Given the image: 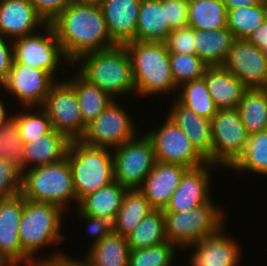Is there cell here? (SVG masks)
Segmentation results:
<instances>
[{
  "instance_id": "cell-1",
  "label": "cell",
  "mask_w": 267,
  "mask_h": 266,
  "mask_svg": "<svg viewBox=\"0 0 267 266\" xmlns=\"http://www.w3.org/2000/svg\"><path fill=\"white\" fill-rule=\"evenodd\" d=\"M49 24L72 63L88 52L117 46L107 31L102 10L95 2L73 1Z\"/></svg>"
},
{
  "instance_id": "cell-2",
  "label": "cell",
  "mask_w": 267,
  "mask_h": 266,
  "mask_svg": "<svg viewBox=\"0 0 267 266\" xmlns=\"http://www.w3.org/2000/svg\"><path fill=\"white\" fill-rule=\"evenodd\" d=\"M74 66L85 79L114 100L136 95L131 58L124 45L83 54L72 63L73 72Z\"/></svg>"
},
{
  "instance_id": "cell-3",
  "label": "cell",
  "mask_w": 267,
  "mask_h": 266,
  "mask_svg": "<svg viewBox=\"0 0 267 266\" xmlns=\"http://www.w3.org/2000/svg\"><path fill=\"white\" fill-rule=\"evenodd\" d=\"M131 58L136 96L177 93L165 42L130 41L124 44Z\"/></svg>"
},
{
  "instance_id": "cell-4",
  "label": "cell",
  "mask_w": 267,
  "mask_h": 266,
  "mask_svg": "<svg viewBox=\"0 0 267 266\" xmlns=\"http://www.w3.org/2000/svg\"><path fill=\"white\" fill-rule=\"evenodd\" d=\"M65 213L51 203L28 201L23 198V215L19 237L23 254L30 260L46 246L60 247L65 237L62 234ZM64 215V216H63Z\"/></svg>"
},
{
  "instance_id": "cell-5",
  "label": "cell",
  "mask_w": 267,
  "mask_h": 266,
  "mask_svg": "<svg viewBox=\"0 0 267 266\" xmlns=\"http://www.w3.org/2000/svg\"><path fill=\"white\" fill-rule=\"evenodd\" d=\"M28 201L51 203L68 212L77 205L76 192L67 158L54 164L28 168L23 172L22 193ZM68 210V211H67Z\"/></svg>"
},
{
  "instance_id": "cell-6",
  "label": "cell",
  "mask_w": 267,
  "mask_h": 266,
  "mask_svg": "<svg viewBox=\"0 0 267 266\" xmlns=\"http://www.w3.org/2000/svg\"><path fill=\"white\" fill-rule=\"evenodd\" d=\"M66 158L77 203L114 181L113 151L108 148L89 146L81 140L70 141Z\"/></svg>"
},
{
  "instance_id": "cell-7",
  "label": "cell",
  "mask_w": 267,
  "mask_h": 266,
  "mask_svg": "<svg viewBox=\"0 0 267 266\" xmlns=\"http://www.w3.org/2000/svg\"><path fill=\"white\" fill-rule=\"evenodd\" d=\"M211 199L189 211L164 212L167 241L178 249H185L226 226V213Z\"/></svg>"
},
{
  "instance_id": "cell-8",
  "label": "cell",
  "mask_w": 267,
  "mask_h": 266,
  "mask_svg": "<svg viewBox=\"0 0 267 266\" xmlns=\"http://www.w3.org/2000/svg\"><path fill=\"white\" fill-rule=\"evenodd\" d=\"M39 31L13 41L14 59L12 63H22L33 68L43 69L58 81L59 78L55 74L61 69L64 74L66 66H72V62L63 52L50 24H46Z\"/></svg>"
},
{
  "instance_id": "cell-9",
  "label": "cell",
  "mask_w": 267,
  "mask_h": 266,
  "mask_svg": "<svg viewBox=\"0 0 267 266\" xmlns=\"http://www.w3.org/2000/svg\"><path fill=\"white\" fill-rule=\"evenodd\" d=\"M213 164L230 168L243 154L249 134L237 108L219 109L211 119Z\"/></svg>"
},
{
  "instance_id": "cell-10",
  "label": "cell",
  "mask_w": 267,
  "mask_h": 266,
  "mask_svg": "<svg viewBox=\"0 0 267 266\" xmlns=\"http://www.w3.org/2000/svg\"><path fill=\"white\" fill-rule=\"evenodd\" d=\"M112 151L114 181L129 190L138 189L156 163L151 140L143 133Z\"/></svg>"
},
{
  "instance_id": "cell-11",
  "label": "cell",
  "mask_w": 267,
  "mask_h": 266,
  "mask_svg": "<svg viewBox=\"0 0 267 266\" xmlns=\"http://www.w3.org/2000/svg\"><path fill=\"white\" fill-rule=\"evenodd\" d=\"M121 102L113 100L109 106L87 125L81 141L89 146L116 149L138 135L139 130L129 111ZM135 123V124H134Z\"/></svg>"
},
{
  "instance_id": "cell-12",
  "label": "cell",
  "mask_w": 267,
  "mask_h": 266,
  "mask_svg": "<svg viewBox=\"0 0 267 266\" xmlns=\"http://www.w3.org/2000/svg\"><path fill=\"white\" fill-rule=\"evenodd\" d=\"M42 108L50 119L52 129L69 141L83 138L87 126L83 123L78 97L63 78L51 87Z\"/></svg>"
},
{
  "instance_id": "cell-13",
  "label": "cell",
  "mask_w": 267,
  "mask_h": 266,
  "mask_svg": "<svg viewBox=\"0 0 267 266\" xmlns=\"http://www.w3.org/2000/svg\"><path fill=\"white\" fill-rule=\"evenodd\" d=\"M165 121L145 132L151 140L156 161L175 163L188 169L204 165L207 161L196 151L191 141L172 120Z\"/></svg>"
},
{
  "instance_id": "cell-14",
  "label": "cell",
  "mask_w": 267,
  "mask_h": 266,
  "mask_svg": "<svg viewBox=\"0 0 267 266\" xmlns=\"http://www.w3.org/2000/svg\"><path fill=\"white\" fill-rule=\"evenodd\" d=\"M57 80L47 71L22 63H12L3 93L17 98L20 107H42L51 87Z\"/></svg>"
},
{
  "instance_id": "cell-15",
  "label": "cell",
  "mask_w": 267,
  "mask_h": 266,
  "mask_svg": "<svg viewBox=\"0 0 267 266\" xmlns=\"http://www.w3.org/2000/svg\"><path fill=\"white\" fill-rule=\"evenodd\" d=\"M222 66L247 89H267V54L247 39H235Z\"/></svg>"
},
{
  "instance_id": "cell-16",
  "label": "cell",
  "mask_w": 267,
  "mask_h": 266,
  "mask_svg": "<svg viewBox=\"0 0 267 266\" xmlns=\"http://www.w3.org/2000/svg\"><path fill=\"white\" fill-rule=\"evenodd\" d=\"M212 163L188 169L171 196L164 212H187L211 200L212 170L217 168ZM210 189V190H209Z\"/></svg>"
},
{
  "instance_id": "cell-17",
  "label": "cell",
  "mask_w": 267,
  "mask_h": 266,
  "mask_svg": "<svg viewBox=\"0 0 267 266\" xmlns=\"http://www.w3.org/2000/svg\"><path fill=\"white\" fill-rule=\"evenodd\" d=\"M23 215V195L0 199V257L8 266H29L23 254L19 226Z\"/></svg>"
},
{
  "instance_id": "cell-18",
  "label": "cell",
  "mask_w": 267,
  "mask_h": 266,
  "mask_svg": "<svg viewBox=\"0 0 267 266\" xmlns=\"http://www.w3.org/2000/svg\"><path fill=\"white\" fill-rule=\"evenodd\" d=\"M225 228L223 226L215 234L185 248L194 249L188 260L189 266H240L243 249Z\"/></svg>"
},
{
  "instance_id": "cell-19",
  "label": "cell",
  "mask_w": 267,
  "mask_h": 266,
  "mask_svg": "<svg viewBox=\"0 0 267 266\" xmlns=\"http://www.w3.org/2000/svg\"><path fill=\"white\" fill-rule=\"evenodd\" d=\"M46 25L29 0H0V35L12 41Z\"/></svg>"
},
{
  "instance_id": "cell-20",
  "label": "cell",
  "mask_w": 267,
  "mask_h": 266,
  "mask_svg": "<svg viewBox=\"0 0 267 266\" xmlns=\"http://www.w3.org/2000/svg\"><path fill=\"white\" fill-rule=\"evenodd\" d=\"M187 170L180 164L156 161L138 190L153 209L164 210Z\"/></svg>"
},
{
  "instance_id": "cell-21",
  "label": "cell",
  "mask_w": 267,
  "mask_h": 266,
  "mask_svg": "<svg viewBox=\"0 0 267 266\" xmlns=\"http://www.w3.org/2000/svg\"><path fill=\"white\" fill-rule=\"evenodd\" d=\"M98 4L111 39L117 45L135 41L141 0H100Z\"/></svg>"
},
{
  "instance_id": "cell-22",
  "label": "cell",
  "mask_w": 267,
  "mask_h": 266,
  "mask_svg": "<svg viewBox=\"0 0 267 266\" xmlns=\"http://www.w3.org/2000/svg\"><path fill=\"white\" fill-rule=\"evenodd\" d=\"M170 106L167 117L183 130L196 151L207 162L213 164L211 120L199 116L182 105L175 97Z\"/></svg>"
},
{
  "instance_id": "cell-23",
  "label": "cell",
  "mask_w": 267,
  "mask_h": 266,
  "mask_svg": "<svg viewBox=\"0 0 267 266\" xmlns=\"http://www.w3.org/2000/svg\"><path fill=\"white\" fill-rule=\"evenodd\" d=\"M203 78L218 110L237 108L247 90L245 85L223 66H208Z\"/></svg>"
},
{
  "instance_id": "cell-24",
  "label": "cell",
  "mask_w": 267,
  "mask_h": 266,
  "mask_svg": "<svg viewBox=\"0 0 267 266\" xmlns=\"http://www.w3.org/2000/svg\"><path fill=\"white\" fill-rule=\"evenodd\" d=\"M171 30L166 20V0H141L135 41L165 42Z\"/></svg>"
},
{
  "instance_id": "cell-25",
  "label": "cell",
  "mask_w": 267,
  "mask_h": 266,
  "mask_svg": "<svg viewBox=\"0 0 267 266\" xmlns=\"http://www.w3.org/2000/svg\"><path fill=\"white\" fill-rule=\"evenodd\" d=\"M69 145L70 141L55 129L33 142L24 143L25 170L62 161Z\"/></svg>"
},
{
  "instance_id": "cell-26",
  "label": "cell",
  "mask_w": 267,
  "mask_h": 266,
  "mask_svg": "<svg viewBox=\"0 0 267 266\" xmlns=\"http://www.w3.org/2000/svg\"><path fill=\"white\" fill-rule=\"evenodd\" d=\"M129 189L116 181L84 197L76 206L82 213L114 221Z\"/></svg>"
},
{
  "instance_id": "cell-27",
  "label": "cell",
  "mask_w": 267,
  "mask_h": 266,
  "mask_svg": "<svg viewBox=\"0 0 267 266\" xmlns=\"http://www.w3.org/2000/svg\"><path fill=\"white\" fill-rule=\"evenodd\" d=\"M70 76L68 79H64L75 90L83 123L87 126L95 120L114 99L108 93L90 83L77 70L73 75L70 74Z\"/></svg>"
},
{
  "instance_id": "cell-28",
  "label": "cell",
  "mask_w": 267,
  "mask_h": 266,
  "mask_svg": "<svg viewBox=\"0 0 267 266\" xmlns=\"http://www.w3.org/2000/svg\"><path fill=\"white\" fill-rule=\"evenodd\" d=\"M235 37L226 27L218 30H196V55L207 66H222L227 58Z\"/></svg>"
},
{
  "instance_id": "cell-29",
  "label": "cell",
  "mask_w": 267,
  "mask_h": 266,
  "mask_svg": "<svg viewBox=\"0 0 267 266\" xmlns=\"http://www.w3.org/2000/svg\"><path fill=\"white\" fill-rule=\"evenodd\" d=\"M153 210L149 201L138 189L128 190L112 222L113 231L126 237Z\"/></svg>"
},
{
  "instance_id": "cell-30",
  "label": "cell",
  "mask_w": 267,
  "mask_h": 266,
  "mask_svg": "<svg viewBox=\"0 0 267 266\" xmlns=\"http://www.w3.org/2000/svg\"><path fill=\"white\" fill-rule=\"evenodd\" d=\"M227 13L222 0H190L187 26L196 30L226 28Z\"/></svg>"
},
{
  "instance_id": "cell-31",
  "label": "cell",
  "mask_w": 267,
  "mask_h": 266,
  "mask_svg": "<svg viewBox=\"0 0 267 266\" xmlns=\"http://www.w3.org/2000/svg\"><path fill=\"white\" fill-rule=\"evenodd\" d=\"M130 249L126 237L112 231L87 250L86 257L94 266H128Z\"/></svg>"
},
{
  "instance_id": "cell-32",
  "label": "cell",
  "mask_w": 267,
  "mask_h": 266,
  "mask_svg": "<svg viewBox=\"0 0 267 266\" xmlns=\"http://www.w3.org/2000/svg\"><path fill=\"white\" fill-rule=\"evenodd\" d=\"M237 109L249 135L267 130V89H247Z\"/></svg>"
},
{
  "instance_id": "cell-33",
  "label": "cell",
  "mask_w": 267,
  "mask_h": 266,
  "mask_svg": "<svg viewBox=\"0 0 267 266\" xmlns=\"http://www.w3.org/2000/svg\"><path fill=\"white\" fill-rule=\"evenodd\" d=\"M130 250L153 247L167 241L163 210H153L126 236Z\"/></svg>"
},
{
  "instance_id": "cell-34",
  "label": "cell",
  "mask_w": 267,
  "mask_h": 266,
  "mask_svg": "<svg viewBox=\"0 0 267 266\" xmlns=\"http://www.w3.org/2000/svg\"><path fill=\"white\" fill-rule=\"evenodd\" d=\"M230 168L267 177V130L249 135L243 154Z\"/></svg>"
},
{
  "instance_id": "cell-35",
  "label": "cell",
  "mask_w": 267,
  "mask_h": 266,
  "mask_svg": "<svg viewBox=\"0 0 267 266\" xmlns=\"http://www.w3.org/2000/svg\"><path fill=\"white\" fill-rule=\"evenodd\" d=\"M180 90V91H179ZM175 98L184 106L199 116L211 120L217 112V107L211 98L204 78L184 83L178 88Z\"/></svg>"
},
{
  "instance_id": "cell-36",
  "label": "cell",
  "mask_w": 267,
  "mask_h": 266,
  "mask_svg": "<svg viewBox=\"0 0 267 266\" xmlns=\"http://www.w3.org/2000/svg\"><path fill=\"white\" fill-rule=\"evenodd\" d=\"M267 20L265 0L252 7H241L228 10L227 28L235 39H247L248 36Z\"/></svg>"
},
{
  "instance_id": "cell-37",
  "label": "cell",
  "mask_w": 267,
  "mask_h": 266,
  "mask_svg": "<svg viewBox=\"0 0 267 266\" xmlns=\"http://www.w3.org/2000/svg\"><path fill=\"white\" fill-rule=\"evenodd\" d=\"M15 113L13 118L18 123L23 143L33 142L52 130L50 119L42 107H23Z\"/></svg>"
},
{
  "instance_id": "cell-38",
  "label": "cell",
  "mask_w": 267,
  "mask_h": 266,
  "mask_svg": "<svg viewBox=\"0 0 267 266\" xmlns=\"http://www.w3.org/2000/svg\"><path fill=\"white\" fill-rule=\"evenodd\" d=\"M177 249L166 241L153 247L130 250L128 266H173Z\"/></svg>"
},
{
  "instance_id": "cell-39",
  "label": "cell",
  "mask_w": 267,
  "mask_h": 266,
  "mask_svg": "<svg viewBox=\"0 0 267 266\" xmlns=\"http://www.w3.org/2000/svg\"><path fill=\"white\" fill-rule=\"evenodd\" d=\"M173 80L179 88L184 83L202 78L208 66L196 54L170 53Z\"/></svg>"
},
{
  "instance_id": "cell-40",
  "label": "cell",
  "mask_w": 267,
  "mask_h": 266,
  "mask_svg": "<svg viewBox=\"0 0 267 266\" xmlns=\"http://www.w3.org/2000/svg\"><path fill=\"white\" fill-rule=\"evenodd\" d=\"M2 138L1 157L25 171L24 143L17 121L12 117L0 128Z\"/></svg>"
},
{
  "instance_id": "cell-41",
  "label": "cell",
  "mask_w": 267,
  "mask_h": 266,
  "mask_svg": "<svg viewBox=\"0 0 267 266\" xmlns=\"http://www.w3.org/2000/svg\"><path fill=\"white\" fill-rule=\"evenodd\" d=\"M23 172L0 156V199L22 193Z\"/></svg>"
},
{
  "instance_id": "cell-42",
  "label": "cell",
  "mask_w": 267,
  "mask_h": 266,
  "mask_svg": "<svg viewBox=\"0 0 267 266\" xmlns=\"http://www.w3.org/2000/svg\"><path fill=\"white\" fill-rule=\"evenodd\" d=\"M165 43L169 53L196 54L195 29L188 26L172 29Z\"/></svg>"
},
{
  "instance_id": "cell-43",
  "label": "cell",
  "mask_w": 267,
  "mask_h": 266,
  "mask_svg": "<svg viewBox=\"0 0 267 266\" xmlns=\"http://www.w3.org/2000/svg\"><path fill=\"white\" fill-rule=\"evenodd\" d=\"M77 212V213H76ZM75 214L77 217L83 220V222L88 223L87 226V234L93 238V242L89 246H94L99 243L103 238L108 236L113 231V224L110 220L99 217H92L82 213L77 207H75Z\"/></svg>"
},
{
  "instance_id": "cell-44",
  "label": "cell",
  "mask_w": 267,
  "mask_h": 266,
  "mask_svg": "<svg viewBox=\"0 0 267 266\" xmlns=\"http://www.w3.org/2000/svg\"><path fill=\"white\" fill-rule=\"evenodd\" d=\"M36 13L45 21L51 23L59 14H61L73 0H29Z\"/></svg>"
},
{
  "instance_id": "cell-45",
  "label": "cell",
  "mask_w": 267,
  "mask_h": 266,
  "mask_svg": "<svg viewBox=\"0 0 267 266\" xmlns=\"http://www.w3.org/2000/svg\"><path fill=\"white\" fill-rule=\"evenodd\" d=\"M166 20L171 29L187 27L188 2L182 0H166Z\"/></svg>"
},
{
  "instance_id": "cell-46",
  "label": "cell",
  "mask_w": 267,
  "mask_h": 266,
  "mask_svg": "<svg viewBox=\"0 0 267 266\" xmlns=\"http://www.w3.org/2000/svg\"><path fill=\"white\" fill-rule=\"evenodd\" d=\"M13 59V41L0 35V87L8 78Z\"/></svg>"
},
{
  "instance_id": "cell-47",
  "label": "cell",
  "mask_w": 267,
  "mask_h": 266,
  "mask_svg": "<svg viewBox=\"0 0 267 266\" xmlns=\"http://www.w3.org/2000/svg\"><path fill=\"white\" fill-rule=\"evenodd\" d=\"M247 40L267 54V20L253 31Z\"/></svg>"
},
{
  "instance_id": "cell-48",
  "label": "cell",
  "mask_w": 267,
  "mask_h": 266,
  "mask_svg": "<svg viewBox=\"0 0 267 266\" xmlns=\"http://www.w3.org/2000/svg\"><path fill=\"white\" fill-rule=\"evenodd\" d=\"M63 252L60 251H53L52 254L47 255L46 257L41 256L36 258L35 260L31 261L29 266H68L67 263L60 257Z\"/></svg>"
},
{
  "instance_id": "cell-49",
  "label": "cell",
  "mask_w": 267,
  "mask_h": 266,
  "mask_svg": "<svg viewBox=\"0 0 267 266\" xmlns=\"http://www.w3.org/2000/svg\"><path fill=\"white\" fill-rule=\"evenodd\" d=\"M227 11L241 7H252L259 4L262 0H222Z\"/></svg>"
},
{
  "instance_id": "cell-50",
  "label": "cell",
  "mask_w": 267,
  "mask_h": 266,
  "mask_svg": "<svg viewBox=\"0 0 267 266\" xmlns=\"http://www.w3.org/2000/svg\"><path fill=\"white\" fill-rule=\"evenodd\" d=\"M60 257L67 263L68 266H94L92 262L85 256L82 259L73 258V256L67 255L64 252Z\"/></svg>"
},
{
  "instance_id": "cell-51",
  "label": "cell",
  "mask_w": 267,
  "mask_h": 266,
  "mask_svg": "<svg viewBox=\"0 0 267 266\" xmlns=\"http://www.w3.org/2000/svg\"><path fill=\"white\" fill-rule=\"evenodd\" d=\"M7 106H9V104L8 105L5 104L3 96H1L0 98V128L13 117V114L7 111L8 110L7 108H9Z\"/></svg>"
},
{
  "instance_id": "cell-52",
  "label": "cell",
  "mask_w": 267,
  "mask_h": 266,
  "mask_svg": "<svg viewBox=\"0 0 267 266\" xmlns=\"http://www.w3.org/2000/svg\"><path fill=\"white\" fill-rule=\"evenodd\" d=\"M73 1H84V2H95V3H98L100 0H73Z\"/></svg>"
},
{
  "instance_id": "cell-53",
  "label": "cell",
  "mask_w": 267,
  "mask_h": 266,
  "mask_svg": "<svg viewBox=\"0 0 267 266\" xmlns=\"http://www.w3.org/2000/svg\"><path fill=\"white\" fill-rule=\"evenodd\" d=\"M0 266H8L1 257H0Z\"/></svg>"
},
{
  "instance_id": "cell-54",
  "label": "cell",
  "mask_w": 267,
  "mask_h": 266,
  "mask_svg": "<svg viewBox=\"0 0 267 266\" xmlns=\"http://www.w3.org/2000/svg\"><path fill=\"white\" fill-rule=\"evenodd\" d=\"M1 147H2V138H1V135H0V156H1Z\"/></svg>"
}]
</instances>
